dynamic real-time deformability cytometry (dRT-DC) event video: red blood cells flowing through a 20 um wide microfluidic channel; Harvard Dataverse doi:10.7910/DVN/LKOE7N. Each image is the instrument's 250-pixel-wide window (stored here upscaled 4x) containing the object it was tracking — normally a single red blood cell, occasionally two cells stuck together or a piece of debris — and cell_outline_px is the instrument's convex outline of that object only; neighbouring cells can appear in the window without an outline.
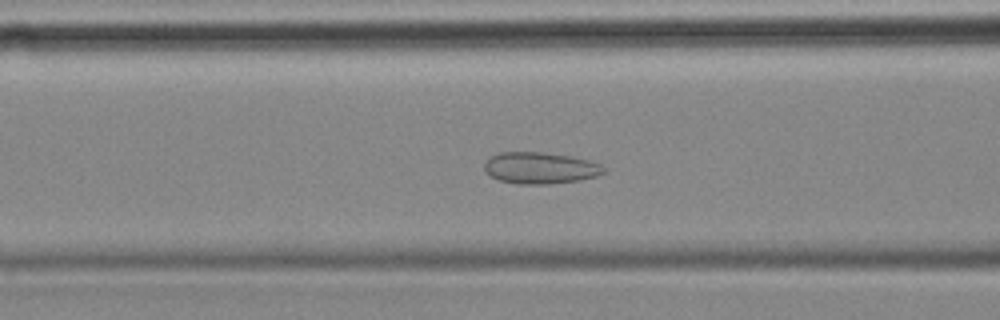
{"species": "common noctule bat (a hibernating species)", "species_latin": "Nyctalus noctula", "temperature_condition": "cold", "stored_images_in_passage": 44, "camera_frame_rate_fps": 3000, "um_per_image_px": 0.085, "animal": {"sex": "female", "body_mass_g": 18.4}, "frame": {"image": 1, "passage_image": 9, "time_ms": 2.667, "image_size_px": [1000, 320], "cell_outline_px": [[608, 168], [604, 172], [596, 176], [580, 180], [548, 184], [516, 184], [500, 180], [484, 172], [484, 164], [492, 156], [500, 152], [540, 152], [568, 156], [588, 160], [600, 164]], "centroid_in_image_um": [45.92, 14.28], "position_along_channel_um": 120.7, "area_um2": 21.85}}
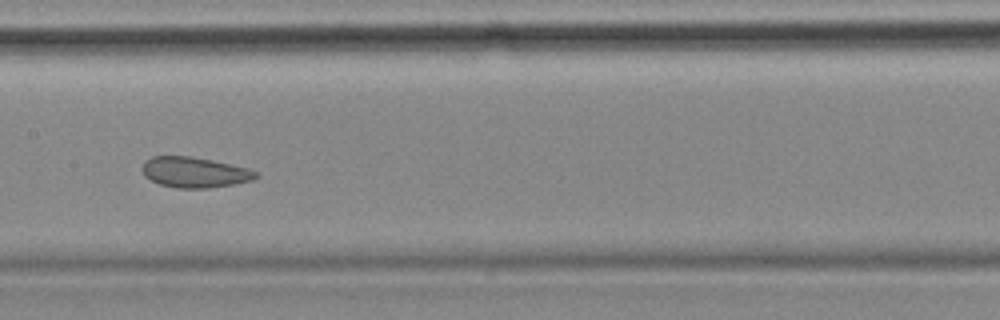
{"frame": {"image": 2, "passage_image": 15, "time_ms": 4.667, "image_size_px": [1000, 320], "cell_outline_px": [[260, 176], [252, 180], [232, 184], [208, 188], [176, 188], [160, 184], [144, 176], [144, 160], [152, 156], [192, 156], [212, 160], [248, 168], [260, 172]], "centroid_in_image_um": [16.57, 14.64], "position_along_channel_um": 190.8, "area_um2": 20.17}}
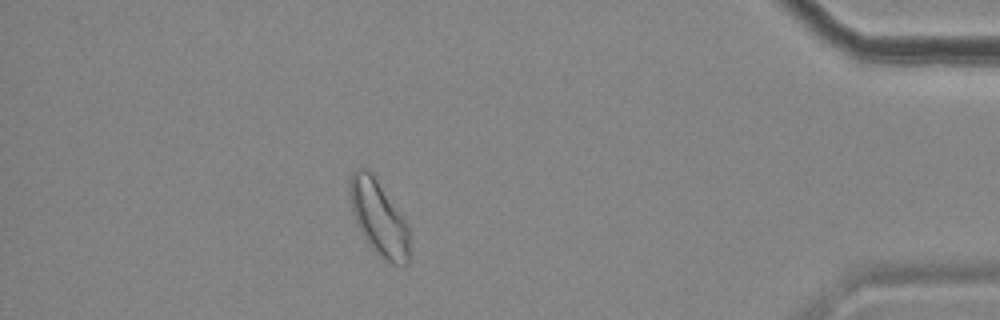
{"frame": {"image": 3, "passage_image": 37, "time_ms": 12.0, "image_size_px": [1000, 320], "cell_outline_px": [[408, 264], [404, 268], [392, 264], [384, 260], [372, 248], [364, 236], [352, 212], [348, 196], [348, 180], [352, 172], [356, 168], [368, 168], [372, 172], [408, 224]], "centroid_in_image_um": [32.17, 18.49], "position_along_channel_um": 403.0, "area_um2": 26.24}, "authors_computed_cell_mechanics": {"area_um2": 21.8195, "velocity_mm_per_s": 3.5255, "shape_relaxation_time_tau1_ms": null, "shape_relaxation_time_tau2_ms": 2.133, "deformation_change_tau1": null, "deformation_change_tau2": 0.1}}